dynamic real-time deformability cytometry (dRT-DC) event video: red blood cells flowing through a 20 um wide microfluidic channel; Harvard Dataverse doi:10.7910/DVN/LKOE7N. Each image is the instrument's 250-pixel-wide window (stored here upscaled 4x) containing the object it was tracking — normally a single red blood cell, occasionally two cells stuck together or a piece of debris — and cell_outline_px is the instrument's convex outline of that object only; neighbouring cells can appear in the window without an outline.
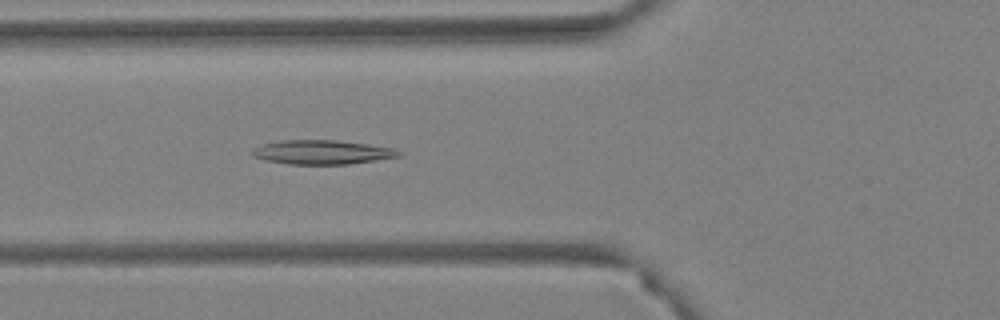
{"species": "Egyptian fruit bat (a non-hibernating species)", "species_latin": "Rousettus aegyptiacus", "temperature_condition": "warm", "stored_images_in_passage": 55, "camera_frame_rate_fps": 3000, "um_per_image_px": 0.085, "animal": {"sex": "female"}, "frame": {"image": 1, "passage_image": 21, "time_ms": 6.667, "image_size_px": [1000, 320], "cell_outline_px": [[404, 152], [400, 156], [376, 160], [348, 164], [288, 164], [264, 160], [252, 156], [252, 152], [256, 148], [264, 144], [280, 140], [336, 140], [368, 144], [392, 148]], "centroid_in_image_um": [27.4, 12.94], "position_along_channel_um": 98.4, "area_um2": 20.52}}
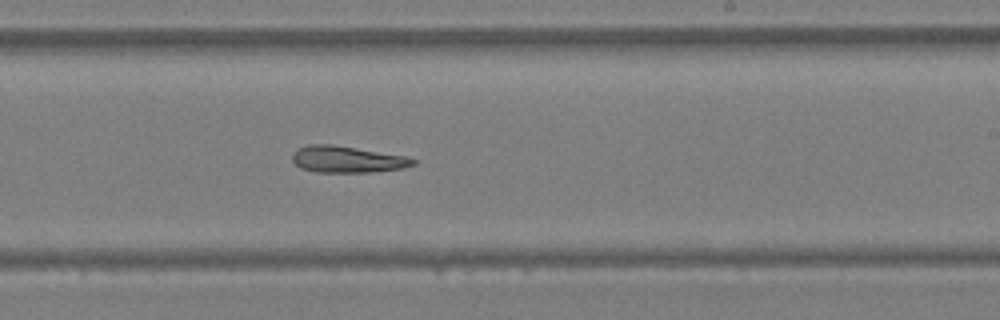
{"frame": {"image": 2, "passage_image": 34, "time_ms": 11.0, "image_size_px": [1000, 320], "cell_outline_px": [[420, 160], [416, 164], [404, 168], [368, 172], [316, 172], [300, 168], [292, 160], [292, 152], [308, 144], [332, 144], [408, 156]], "centroid_in_image_um": [29.55, 13.54], "position_along_channel_um": 259.4, "area_um2": 18.9}}
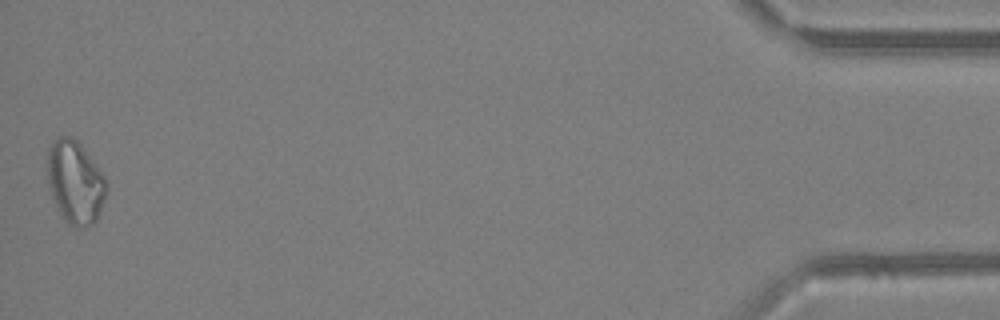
{"frame": {"image": 3, "passage_image": 55, "time_ms": 18.0, "image_size_px": [1000, 320], "cell_outline_px": [[108, 188], [100, 212], [96, 220], [92, 224], [68, 224], [64, 220], [52, 196], [48, 184], [48, 148], [52, 140], [60, 136], [68, 136], [76, 140], [80, 144], [104, 176]], "centroid_in_image_um": [6.38, 15.45], "position_along_channel_um": 428.8, "area_um2": 27.92}}